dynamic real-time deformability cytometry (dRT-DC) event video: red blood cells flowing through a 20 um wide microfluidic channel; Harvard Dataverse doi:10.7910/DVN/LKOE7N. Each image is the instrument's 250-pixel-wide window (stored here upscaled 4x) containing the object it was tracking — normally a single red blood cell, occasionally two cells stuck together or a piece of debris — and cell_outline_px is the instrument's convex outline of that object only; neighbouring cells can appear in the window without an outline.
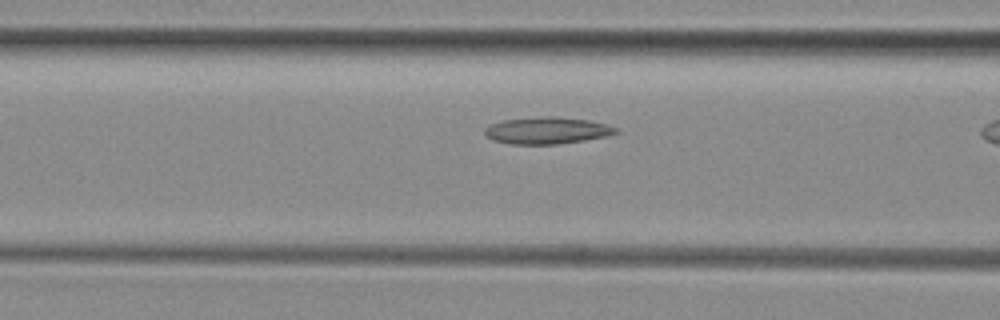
{"species": "common noctule bat (a hibernating species)", "species_latin": "Nyctalus noctula", "temperature_condition": "room temperature", "stored_images_in_passage": 9, "camera_frame_rate_fps": 3000, "um_per_image_px": 0.085, "animal": {"sex": "female", "body_mass_g": 29.2, "forearm_length_mm": 56.3}, "frame": {"image": 1, "passage_image": 8, "time_ms": 2.333, "image_size_px": [1000, 320], "cell_outline_px": [[620, 132], [608, 136], [584, 140], [556, 144], [508, 144], [492, 140], [484, 136], [484, 128], [488, 124], [504, 120], [540, 116], [552, 116], [588, 120], [608, 124], [616, 128]], "centroid_in_image_um": [46.46, 11.09], "position_along_channel_um": 120.1, "area_um2": 20.75}}